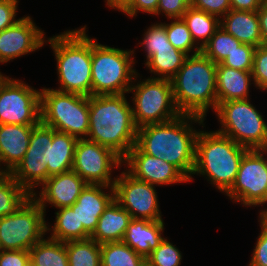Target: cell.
<instances>
[{"instance_id": "31", "label": "cell", "mask_w": 267, "mask_h": 266, "mask_svg": "<svg viewBox=\"0 0 267 266\" xmlns=\"http://www.w3.org/2000/svg\"><path fill=\"white\" fill-rule=\"evenodd\" d=\"M145 259L123 242L101 244V266H145Z\"/></svg>"}, {"instance_id": "6", "label": "cell", "mask_w": 267, "mask_h": 266, "mask_svg": "<svg viewBox=\"0 0 267 266\" xmlns=\"http://www.w3.org/2000/svg\"><path fill=\"white\" fill-rule=\"evenodd\" d=\"M92 38L91 95L128 94L138 73L135 50L100 44Z\"/></svg>"}, {"instance_id": "43", "label": "cell", "mask_w": 267, "mask_h": 266, "mask_svg": "<svg viewBox=\"0 0 267 266\" xmlns=\"http://www.w3.org/2000/svg\"><path fill=\"white\" fill-rule=\"evenodd\" d=\"M18 3L17 0H0V32L20 20L16 19Z\"/></svg>"}, {"instance_id": "27", "label": "cell", "mask_w": 267, "mask_h": 266, "mask_svg": "<svg viewBox=\"0 0 267 266\" xmlns=\"http://www.w3.org/2000/svg\"><path fill=\"white\" fill-rule=\"evenodd\" d=\"M29 252L30 260L36 266H68L65 242L54 240L46 235Z\"/></svg>"}, {"instance_id": "41", "label": "cell", "mask_w": 267, "mask_h": 266, "mask_svg": "<svg viewBox=\"0 0 267 266\" xmlns=\"http://www.w3.org/2000/svg\"><path fill=\"white\" fill-rule=\"evenodd\" d=\"M159 0H126L117 11L131 17H136L138 12L155 14Z\"/></svg>"}, {"instance_id": "47", "label": "cell", "mask_w": 267, "mask_h": 266, "mask_svg": "<svg viewBox=\"0 0 267 266\" xmlns=\"http://www.w3.org/2000/svg\"><path fill=\"white\" fill-rule=\"evenodd\" d=\"M108 8L117 10L126 0H104Z\"/></svg>"}, {"instance_id": "24", "label": "cell", "mask_w": 267, "mask_h": 266, "mask_svg": "<svg viewBox=\"0 0 267 266\" xmlns=\"http://www.w3.org/2000/svg\"><path fill=\"white\" fill-rule=\"evenodd\" d=\"M131 219V215L114 199L100 216L90 238L98 244L122 242Z\"/></svg>"}, {"instance_id": "15", "label": "cell", "mask_w": 267, "mask_h": 266, "mask_svg": "<svg viewBox=\"0 0 267 266\" xmlns=\"http://www.w3.org/2000/svg\"><path fill=\"white\" fill-rule=\"evenodd\" d=\"M52 141L53 128L41 122L34 126L25 156L10 173L30 195L48 179V166L43 152Z\"/></svg>"}, {"instance_id": "5", "label": "cell", "mask_w": 267, "mask_h": 266, "mask_svg": "<svg viewBox=\"0 0 267 266\" xmlns=\"http://www.w3.org/2000/svg\"><path fill=\"white\" fill-rule=\"evenodd\" d=\"M248 150L217 131L200 130L196 138L192 176L205 177L225 194L232 187L243 155Z\"/></svg>"}, {"instance_id": "34", "label": "cell", "mask_w": 267, "mask_h": 266, "mask_svg": "<svg viewBox=\"0 0 267 266\" xmlns=\"http://www.w3.org/2000/svg\"><path fill=\"white\" fill-rule=\"evenodd\" d=\"M171 23H162L165 26L169 42L177 50L182 51L187 56L201 52L195 44L186 22L183 18L170 19ZM190 53V54H189Z\"/></svg>"}, {"instance_id": "9", "label": "cell", "mask_w": 267, "mask_h": 266, "mask_svg": "<svg viewBox=\"0 0 267 266\" xmlns=\"http://www.w3.org/2000/svg\"><path fill=\"white\" fill-rule=\"evenodd\" d=\"M139 75V76H138ZM136 74L129 89L132 92V112L137 128L149 124L163 123L179 117L173 97L172 84L169 79L151 78L138 81ZM138 82H137V81ZM136 83V84H135Z\"/></svg>"}, {"instance_id": "51", "label": "cell", "mask_w": 267, "mask_h": 266, "mask_svg": "<svg viewBox=\"0 0 267 266\" xmlns=\"http://www.w3.org/2000/svg\"><path fill=\"white\" fill-rule=\"evenodd\" d=\"M263 4L267 6V0H263Z\"/></svg>"}, {"instance_id": "16", "label": "cell", "mask_w": 267, "mask_h": 266, "mask_svg": "<svg viewBox=\"0 0 267 266\" xmlns=\"http://www.w3.org/2000/svg\"><path fill=\"white\" fill-rule=\"evenodd\" d=\"M45 35L31 16L21 17L13 26L0 32V63L6 64L39 50L44 46Z\"/></svg>"}, {"instance_id": "17", "label": "cell", "mask_w": 267, "mask_h": 266, "mask_svg": "<svg viewBox=\"0 0 267 266\" xmlns=\"http://www.w3.org/2000/svg\"><path fill=\"white\" fill-rule=\"evenodd\" d=\"M123 165L135 178L156 187L189 182L174 165L143 153L136 145L123 159Z\"/></svg>"}, {"instance_id": "29", "label": "cell", "mask_w": 267, "mask_h": 266, "mask_svg": "<svg viewBox=\"0 0 267 266\" xmlns=\"http://www.w3.org/2000/svg\"><path fill=\"white\" fill-rule=\"evenodd\" d=\"M68 266H101V244L88 238L65 242Z\"/></svg>"}, {"instance_id": "1", "label": "cell", "mask_w": 267, "mask_h": 266, "mask_svg": "<svg viewBox=\"0 0 267 266\" xmlns=\"http://www.w3.org/2000/svg\"><path fill=\"white\" fill-rule=\"evenodd\" d=\"M206 119L180 115L170 121L138 128L136 146L147 155L174 165L189 181L195 166L196 138ZM194 124V126H193Z\"/></svg>"}, {"instance_id": "33", "label": "cell", "mask_w": 267, "mask_h": 266, "mask_svg": "<svg viewBox=\"0 0 267 266\" xmlns=\"http://www.w3.org/2000/svg\"><path fill=\"white\" fill-rule=\"evenodd\" d=\"M241 44L220 26L201 52L215 64H219Z\"/></svg>"}, {"instance_id": "35", "label": "cell", "mask_w": 267, "mask_h": 266, "mask_svg": "<svg viewBox=\"0 0 267 266\" xmlns=\"http://www.w3.org/2000/svg\"><path fill=\"white\" fill-rule=\"evenodd\" d=\"M138 44L143 46L145 50L146 61L144 62H147L154 55V50L171 49L173 47L168 40L166 29L162 22L151 24L145 30L143 39Z\"/></svg>"}, {"instance_id": "39", "label": "cell", "mask_w": 267, "mask_h": 266, "mask_svg": "<svg viewBox=\"0 0 267 266\" xmlns=\"http://www.w3.org/2000/svg\"><path fill=\"white\" fill-rule=\"evenodd\" d=\"M259 218L260 234L248 266H267V215H260Z\"/></svg>"}, {"instance_id": "25", "label": "cell", "mask_w": 267, "mask_h": 266, "mask_svg": "<svg viewBox=\"0 0 267 266\" xmlns=\"http://www.w3.org/2000/svg\"><path fill=\"white\" fill-rule=\"evenodd\" d=\"M77 140L74 136L53 129L52 144H48L43 152L48 166V178L72 170Z\"/></svg>"}, {"instance_id": "50", "label": "cell", "mask_w": 267, "mask_h": 266, "mask_svg": "<svg viewBox=\"0 0 267 266\" xmlns=\"http://www.w3.org/2000/svg\"><path fill=\"white\" fill-rule=\"evenodd\" d=\"M5 77H6V75H4V74H2V73L0 72V82H1Z\"/></svg>"}, {"instance_id": "28", "label": "cell", "mask_w": 267, "mask_h": 266, "mask_svg": "<svg viewBox=\"0 0 267 266\" xmlns=\"http://www.w3.org/2000/svg\"><path fill=\"white\" fill-rule=\"evenodd\" d=\"M187 55L175 47L154 50V55L145 62V67L154 74L151 78L171 79L182 67ZM157 76V77H156Z\"/></svg>"}, {"instance_id": "12", "label": "cell", "mask_w": 267, "mask_h": 266, "mask_svg": "<svg viewBox=\"0 0 267 266\" xmlns=\"http://www.w3.org/2000/svg\"><path fill=\"white\" fill-rule=\"evenodd\" d=\"M41 90L6 76L0 82V125H37L41 122Z\"/></svg>"}, {"instance_id": "26", "label": "cell", "mask_w": 267, "mask_h": 266, "mask_svg": "<svg viewBox=\"0 0 267 266\" xmlns=\"http://www.w3.org/2000/svg\"><path fill=\"white\" fill-rule=\"evenodd\" d=\"M182 18L186 22L195 44L201 50L220 27V19L217 16L192 6L187 9Z\"/></svg>"}, {"instance_id": "32", "label": "cell", "mask_w": 267, "mask_h": 266, "mask_svg": "<svg viewBox=\"0 0 267 266\" xmlns=\"http://www.w3.org/2000/svg\"><path fill=\"white\" fill-rule=\"evenodd\" d=\"M54 240L61 242L78 240V218L77 211H73L71 207H64L55 212L54 225L46 222V233Z\"/></svg>"}, {"instance_id": "40", "label": "cell", "mask_w": 267, "mask_h": 266, "mask_svg": "<svg viewBox=\"0 0 267 266\" xmlns=\"http://www.w3.org/2000/svg\"><path fill=\"white\" fill-rule=\"evenodd\" d=\"M190 6L191 0H159L154 15L162 14L166 19L182 18Z\"/></svg>"}, {"instance_id": "4", "label": "cell", "mask_w": 267, "mask_h": 266, "mask_svg": "<svg viewBox=\"0 0 267 266\" xmlns=\"http://www.w3.org/2000/svg\"><path fill=\"white\" fill-rule=\"evenodd\" d=\"M86 25L47 37L58 75L60 92L91 96L92 38L86 34Z\"/></svg>"}, {"instance_id": "14", "label": "cell", "mask_w": 267, "mask_h": 266, "mask_svg": "<svg viewBox=\"0 0 267 266\" xmlns=\"http://www.w3.org/2000/svg\"><path fill=\"white\" fill-rule=\"evenodd\" d=\"M113 187L115 200L131 218L164 221L155 185L138 180L125 169L116 175Z\"/></svg>"}, {"instance_id": "30", "label": "cell", "mask_w": 267, "mask_h": 266, "mask_svg": "<svg viewBox=\"0 0 267 266\" xmlns=\"http://www.w3.org/2000/svg\"><path fill=\"white\" fill-rule=\"evenodd\" d=\"M30 196L10 173H0V218L12 215Z\"/></svg>"}, {"instance_id": "37", "label": "cell", "mask_w": 267, "mask_h": 266, "mask_svg": "<svg viewBox=\"0 0 267 266\" xmlns=\"http://www.w3.org/2000/svg\"><path fill=\"white\" fill-rule=\"evenodd\" d=\"M256 47L242 43L221 64L241 71H252Z\"/></svg>"}, {"instance_id": "22", "label": "cell", "mask_w": 267, "mask_h": 266, "mask_svg": "<svg viewBox=\"0 0 267 266\" xmlns=\"http://www.w3.org/2000/svg\"><path fill=\"white\" fill-rule=\"evenodd\" d=\"M252 84H254L252 71H241L224 66L221 63L217 64L216 89L218 104L232 100L249 99V90Z\"/></svg>"}, {"instance_id": "10", "label": "cell", "mask_w": 267, "mask_h": 266, "mask_svg": "<svg viewBox=\"0 0 267 266\" xmlns=\"http://www.w3.org/2000/svg\"><path fill=\"white\" fill-rule=\"evenodd\" d=\"M45 212L30 196L12 215L0 218L1 250L29 251L46 233Z\"/></svg>"}, {"instance_id": "20", "label": "cell", "mask_w": 267, "mask_h": 266, "mask_svg": "<svg viewBox=\"0 0 267 266\" xmlns=\"http://www.w3.org/2000/svg\"><path fill=\"white\" fill-rule=\"evenodd\" d=\"M34 126L0 125V173H11L21 162L29 147Z\"/></svg>"}, {"instance_id": "11", "label": "cell", "mask_w": 267, "mask_h": 266, "mask_svg": "<svg viewBox=\"0 0 267 266\" xmlns=\"http://www.w3.org/2000/svg\"><path fill=\"white\" fill-rule=\"evenodd\" d=\"M266 154L267 149H249L243 155L235 181L224 194L232 203L239 202L238 204L241 203L246 208L267 203Z\"/></svg>"}, {"instance_id": "19", "label": "cell", "mask_w": 267, "mask_h": 266, "mask_svg": "<svg viewBox=\"0 0 267 266\" xmlns=\"http://www.w3.org/2000/svg\"><path fill=\"white\" fill-rule=\"evenodd\" d=\"M87 183L73 170L50 176L31 195L46 213L47 203L55 209L71 207L85 188ZM39 193V195H38Z\"/></svg>"}, {"instance_id": "42", "label": "cell", "mask_w": 267, "mask_h": 266, "mask_svg": "<svg viewBox=\"0 0 267 266\" xmlns=\"http://www.w3.org/2000/svg\"><path fill=\"white\" fill-rule=\"evenodd\" d=\"M191 6L219 19L231 10L230 0H191Z\"/></svg>"}, {"instance_id": "21", "label": "cell", "mask_w": 267, "mask_h": 266, "mask_svg": "<svg viewBox=\"0 0 267 266\" xmlns=\"http://www.w3.org/2000/svg\"><path fill=\"white\" fill-rule=\"evenodd\" d=\"M164 221L131 219L122 242L146 259L164 239Z\"/></svg>"}, {"instance_id": "23", "label": "cell", "mask_w": 267, "mask_h": 266, "mask_svg": "<svg viewBox=\"0 0 267 266\" xmlns=\"http://www.w3.org/2000/svg\"><path fill=\"white\" fill-rule=\"evenodd\" d=\"M220 26L241 43L254 47L262 45L257 11L231 9L220 19Z\"/></svg>"}, {"instance_id": "45", "label": "cell", "mask_w": 267, "mask_h": 266, "mask_svg": "<svg viewBox=\"0 0 267 266\" xmlns=\"http://www.w3.org/2000/svg\"><path fill=\"white\" fill-rule=\"evenodd\" d=\"M231 9L243 11H257L263 0H230Z\"/></svg>"}, {"instance_id": "7", "label": "cell", "mask_w": 267, "mask_h": 266, "mask_svg": "<svg viewBox=\"0 0 267 266\" xmlns=\"http://www.w3.org/2000/svg\"><path fill=\"white\" fill-rule=\"evenodd\" d=\"M41 123L77 139L89 132V96L41 88Z\"/></svg>"}, {"instance_id": "44", "label": "cell", "mask_w": 267, "mask_h": 266, "mask_svg": "<svg viewBox=\"0 0 267 266\" xmlns=\"http://www.w3.org/2000/svg\"><path fill=\"white\" fill-rule=\"evenodd\" d=\"M30 252L26 250H1L0 266H26Z\"/></svg>"}, {"instance_id": "46", "label": "cell", "mask_w": 267, "mask_h": 266, "mask_svg": "<svg viewBox=\"0 0 267 266\" xmlns=\"http://www.w3.org/2000/svg\"><path fill=\"white\" fill-rule=\"evenodd\" d=\"M257 15L259 18L262 45L267 46V6L262 4L257 10Z\"/></svg>"}, {"instance_id": "38", "label": "cell", "mask_w": 267, "mask_h": 266, "mask_svg": "<svg viewBox=\"0 0 267 266\" xmlns=\"http://www.w3.org/2000/svg\"><path fill=\"white\" fill-rule=\"evenodd\" d=\"M252 76L254 86L267 92V46L260 45L254 52Z\"/></svg>"}, {"instance_id": "49", "label": "cell", "mask_w": 267, "mask_h": 266, "mask_svg": "<svg viewBox=\"0 0 267 266\" xmlns=\"http://www.w3.org/2000/svg\"><path fill=\"white\" fill-rule=\"evenodd\" d=\"M26 266H36L34 262H32L31 260H29V262L26 264Z\"/></svg>"}, {"instance_id": "2", "label": "cell", "mask_w": 267, "mask_h": 266, "mask_svg": "<svg viewBox=\"0 0 267 266\" xmlns=\"http://www.w3.org/2000/svg\"><path fill=\"white\" fill-rule=\"evenodd\" d=\"M126 94L89 96L87 140L110 148L122 159L136 144L138 128Z\"/></svg>"}, {"instance_id": "13", "label": "cell", "mask_w": 267, "mask_h": 266, "mask_svg": "<svg viewBox=\"0 0 267 266\" xmlns=\"http://www.w3.org/2000/svg\"><path fill=\"white\" fill-rule=\"evenodd\" d=\"M123 159L113 150L87 139H78L72 170L87 184L114 186L113 169H121Z\"/></svg>"}, {"instance_id": "36", "label": "cell", "mask_w": 267, "mask_h": 266, "mask_svg": "<svg viewBox=\"0 0 267 266\" xmlns=\"http://www.w3.org/2000/svg\"><path fill=\"white\" fill-rule=\"evenodd\" d=\"M182 258L181 251L165 237L145 261L147 266H180Z\"/></svg>"}, {"instance_id": "18", "label": "cell", "mask_w": 267, "mask_h": 266, "mask_svg": "<svg viewBox=\"0 0 267 266\" xmlns=\"http://www.w3.org/2000/svg\"><path fill=\"white\" fill-rule=\"evenodd\" d=\"M108 189L109 191H107ZM114 199L113 186L101 184L85 186L76 202L71 206L73 211H77L78 240L90 238L97 227L100 216Z\"/></svg>"}, {"instance_id": "8", "label": "cell", "mask_w": 267, "mask_h": 266, "mask_svg": "<svg viewBox=\"0 0 267 266\" xmlns=\"http://www.w3.org/2000/svg\"><path fill=\"white\" fill-rule=\"evenodd\" d=\"M215 113L221 125L217 132L247 149H267V122L250 99L221 102Z\"/></svg>"}, {"instance_id": "3", "label": "cell", "mask_w": 267, "mask_h": 266, "mask_svg": "<svg viewBox=\"0 0 267 266\" xmlns=\"http://www.w3.org/2000/svg\"><path fill=\"white\" fill-rule=\"evenodd\" d=\"M216 70L217 64L202 52L186 57L170 79L174 102L182 115L205 119L209 108L215 112L218 105Z\"/></svg>"}, {"instance_id": "48", "label": "cell", "mask_w": 267, "mask_h": 266, "mask_svg": "<svg viewBox=\"0 0 267 266\" xmlns=\"http://www.w3.org/2000/svg\"><path fill=\"white\" fill-rule=\"evenodd\" d=\"M260 215H267V208H264V209L260 210L259 216Z\"/></svg>"}]
</instances>
